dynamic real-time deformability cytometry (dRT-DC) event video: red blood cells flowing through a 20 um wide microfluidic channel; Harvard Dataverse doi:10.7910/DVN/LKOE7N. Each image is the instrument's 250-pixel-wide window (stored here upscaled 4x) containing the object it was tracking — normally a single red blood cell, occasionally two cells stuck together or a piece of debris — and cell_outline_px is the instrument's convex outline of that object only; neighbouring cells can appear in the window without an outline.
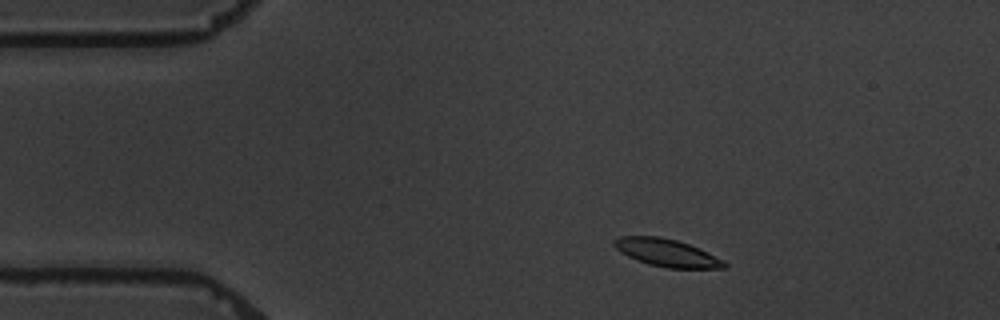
{"species": "common noctule bat (a hibernating species)", "species_latin": "Nyctalus noctula", "temperature_condition": "warm", "stored_images_in_passage": 4, "camera_frame_rate_fps": 3000, "um_per_image_px": 0.085, "animal": {"sex": "male", "body_mass_g": 19.5, "forearm_length_mm": 54.6}, "frame": {"image": 1, "passage_image": 2, "time_ms": 1.333, "image_size_px": [1000, 320], "cell_outline_px": [[728, 268], [668, 268], [648, 264], [636, 260], [620, 252], [612, 244], [612, 240], [620, 236], [660, 236], [676, 240], [688, 244], [724, 260], [728, 264]], "centroid_in_image_um": [56.65, 21.48], "position_along_channel_um": 28.4, "area_um2": 17.69}}